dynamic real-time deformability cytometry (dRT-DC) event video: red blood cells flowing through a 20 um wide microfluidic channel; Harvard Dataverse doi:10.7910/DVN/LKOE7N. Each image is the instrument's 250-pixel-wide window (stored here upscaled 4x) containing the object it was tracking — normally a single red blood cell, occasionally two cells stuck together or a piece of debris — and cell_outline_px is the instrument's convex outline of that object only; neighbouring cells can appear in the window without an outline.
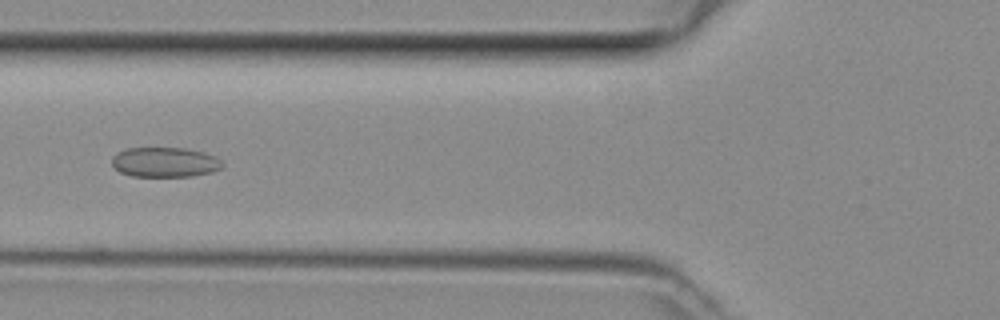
{"species": "common noctule bat (a hibernating species)", "species_latin": "Nyctalus noctula", "temperature_condition": "room temperature", "stored_images_in_passage": 28, "camera_frame_rate_fps": 3000, "um_per_image_px": 0.085, "animal": {"sex": "female", "body_mass_g": 29.2, "forearm_length_mm": 56.3}, "frame": {"image": 1, "passage_image": 4, "time_ms": 1.0, "image_size_px": [1000, 320], "cell_outline_px": [[224, 164], [220, 168], [212, 172], [192, 176], [132, 176], [120, 172], [112, 164], [112, 156], [128, 148], [184, 148], [204, 152], [216, 156]], "centroid_in_image_um": [14.04, 13.78], "position_along_channel_um": 111.8, "area_um2": 19.13}}
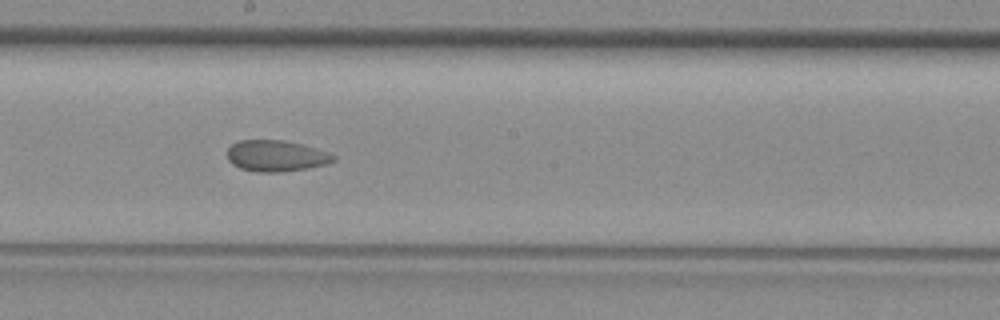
{"frame": {"image": 2, "passage_image": 12, "time_ms": 3.667, "image_size_px": [1000, 320], "cell_outline_px": [[336, 160], [324, 164], [308, 168], [280, 172], [256, 172], [240, 168], [232, 164], [228, 160], [228, 148], [232, 144], [240, 140], [284, 140], [304, 144], [328, 152], [336, 156]], "centroid_in_image_um": [23.47, 13.24], "position_along_channel_um": 224.7, "area_um2": 19.36}}
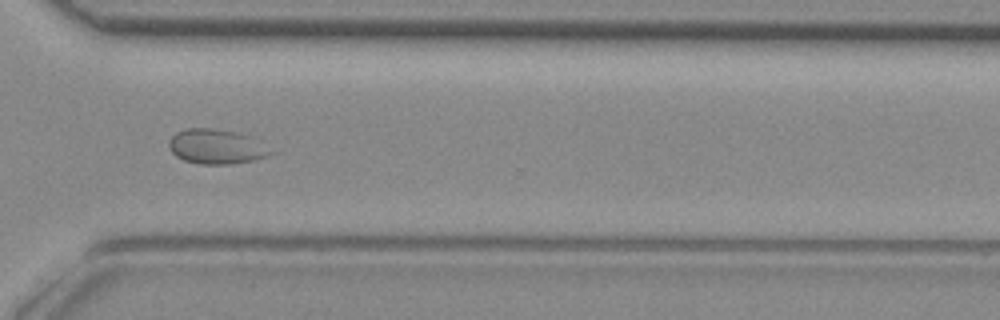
{"frame": {"image": 3, "passage_image": 21, "time_ms": 6.667, "image_size_px": [1000, 320], "cell_outline_px": [[276, 152], [268, 156], [252, 160], [232, 164], [200, 164], [184, 160], [176, 156], [168, 148], [168, 140], [176, 132], [184, 128], [212, 128], [236, 132], [252, 136]], "centroid_in_image_um": [18.39, 12.45], "position_along_channel_um": 352.2, "area_um2": 20.87}}